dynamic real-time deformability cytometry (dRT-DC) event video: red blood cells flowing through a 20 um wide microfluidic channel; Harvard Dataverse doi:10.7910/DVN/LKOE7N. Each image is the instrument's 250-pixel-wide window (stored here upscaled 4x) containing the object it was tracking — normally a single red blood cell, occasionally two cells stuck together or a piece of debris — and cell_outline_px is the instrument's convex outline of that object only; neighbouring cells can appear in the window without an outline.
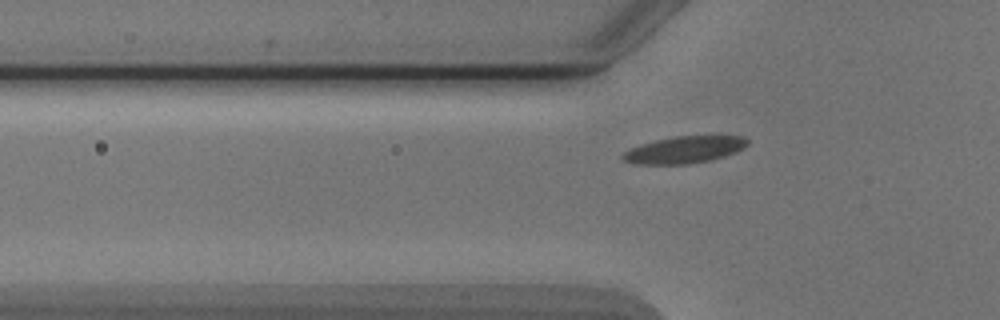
{"species": "Egyptian fruit bat (a non-hibernating species)", "species_latin": "Rousettus aegyptiacus", "temperature_condition": "cold", "stored_images_in_passage": 4, "camera_frame_rate_fps": 3000, "um_per_image_px": 0.085, "animal": {"sex": "male"}, "frame": {"image": 1, "passage_image": 4, "time_ms": 3.667, "image_size_px": [1000, 320], "cell_outline_px": [[748, 144], [744, 148], [736, 152], [724, 156], [708, 160], [688, 164], [632, 164], [624, 160], [620, 156], [624, 152], [632, 148], [656, 140], [676, 136], [744, 136], [748, 140]], "centroid_in_image_um": [58.18, 12.73], "position_along_channel_um": 67.6, "area_um2": 19.36}}